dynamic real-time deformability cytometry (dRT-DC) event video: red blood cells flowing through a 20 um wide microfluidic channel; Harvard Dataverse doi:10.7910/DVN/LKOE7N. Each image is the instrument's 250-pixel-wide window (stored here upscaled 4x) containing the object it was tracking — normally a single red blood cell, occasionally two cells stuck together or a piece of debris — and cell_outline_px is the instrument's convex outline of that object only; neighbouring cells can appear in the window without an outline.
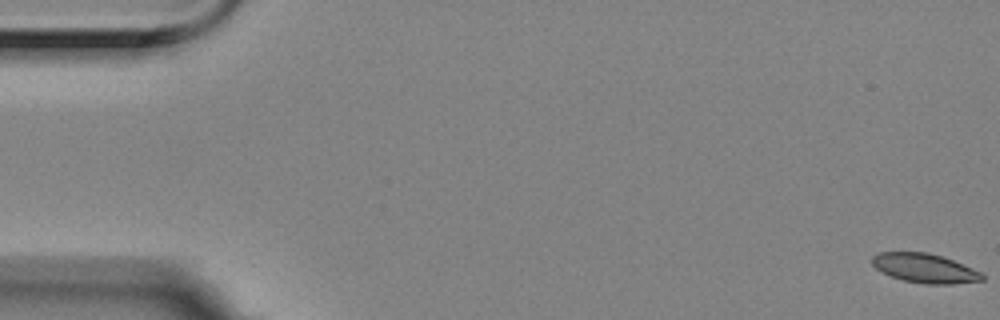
{"species": "Egyptian fruit bat (a non-hibernating species)", "species_latin": "Rousettus aegyptiacus", "temperature_condition": "room temperature", "stored_images_in_passage": 11, "camera_frame_rate_fps": 3000, "um_per_image_px": 0.085, "animal": {"sex": "female"}, "frame": {"image": 1, "passage_image": 1, "time_ms": 0.0, "image_size_px": [1000, 320], "cell_outline_px": [[984, 280], [952, 284], [924, 284], [904, 280], [880, 272], [872, 264], [872, 256], [880, 252], [928, 252], [952, 260], [984, 272]], "centroid_in_image_um": [78.62, 22.8], "position_along_channel_um": 6.4, "area_um2": 18.79}}